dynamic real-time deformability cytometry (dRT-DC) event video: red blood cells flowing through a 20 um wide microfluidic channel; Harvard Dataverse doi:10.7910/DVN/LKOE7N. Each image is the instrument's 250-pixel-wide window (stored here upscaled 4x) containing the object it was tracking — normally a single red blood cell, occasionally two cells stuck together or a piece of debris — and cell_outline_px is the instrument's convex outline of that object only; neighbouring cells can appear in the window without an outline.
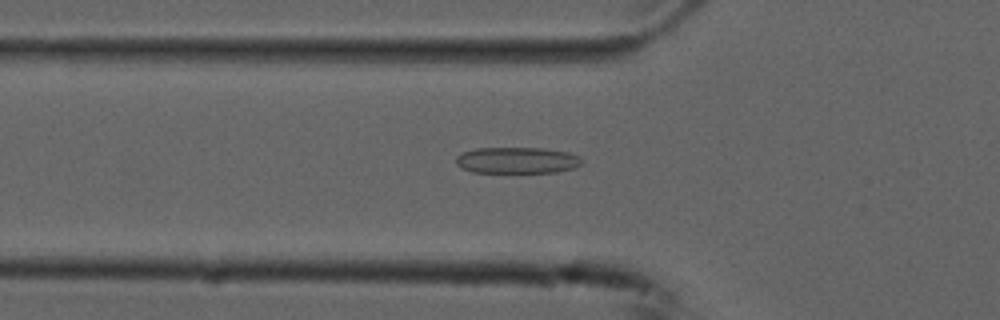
{"species": "common noctule bat (a hibernating species)", "species_latin": "Nyctalus noctula", "temperature_condition": "cold", "stored_images_in_passage": 54, "camera_frame_rate_fps": 3000, "um_per_image_px": 0.085, "animal": {"sex": "male", "forearm_length_mm": 52.5}, "frame": {"image": 1, "passage_image": 18, "time_ms": 5.667, "image_size_px": [1000, 320], "cell_outline_px": [[584, 160], [576, 168], [556, 172], [472, 172], [460, 168], [456, 164], [456, 156], [464, 152], [476, 148], [544, 148], [568, 152], [580, 156]], "centroid_in_image_um": [43.97, 13.62], "position_along_channel_um": 81.8, "area_um2": 19.42}}
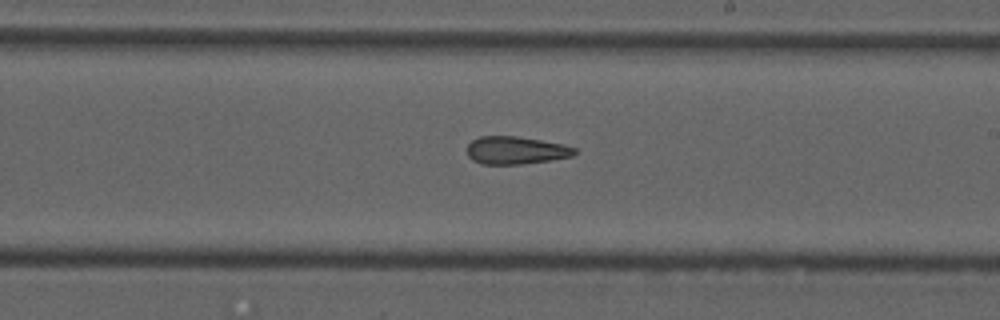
{"frame": {"image": 2, "passage_image": 31, "time_ms": 10.0, "image_size_px": [1000, 320], "cell_outline_px": [[576, 152], [572, 156], [548, 160], [520, 164], [484, 164], [472, 160], [468, 156], [468, 144], [472, 140], [480, 136], [516, 136], [564, 144], [576, 148]], "centroid_in_image_um": [43.83, 12.77], "position_along_channel_um": 245.2, "area_um2": 17.22}}
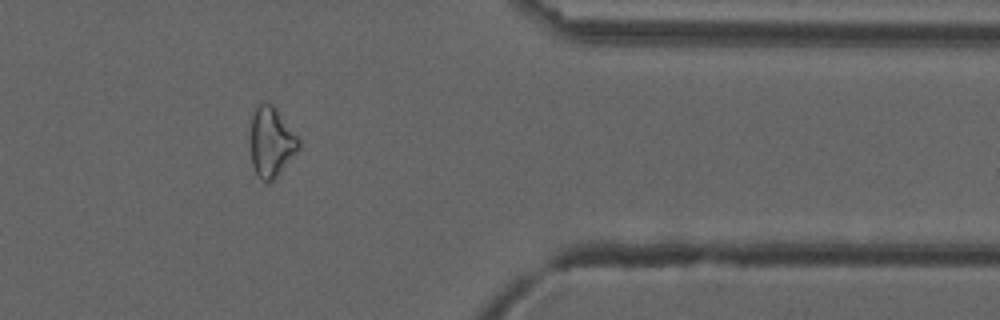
{"frame": {"image": 3, "passage_image": 44, "time_ms": 14.333, "image_size_px": [1000, 320], "cell_outline_px": [[300, 148], [276, 176], [268, 184], [256, 176], [252, 164], [248, 140], [248, 136], [252, 116], [256, 108], [260, 104], [272, 104], [276, 108], [300, 140]], "centroid_in_image_um": [23.01, 12.1], "position_along_channel_um": 388.4, "area_um2": 19.88}, "authors_computed_cell_mechanics": {"area_um2": 20.0855, "velocity_mm_per_s": 3.7626, "shape_relaxation_time_tau1_ms": null, "shape_relaxation_time_tau2_ms": 3.7701, "deformation_change_tau1": null, "deformation_change_tau2": 0.1343}}